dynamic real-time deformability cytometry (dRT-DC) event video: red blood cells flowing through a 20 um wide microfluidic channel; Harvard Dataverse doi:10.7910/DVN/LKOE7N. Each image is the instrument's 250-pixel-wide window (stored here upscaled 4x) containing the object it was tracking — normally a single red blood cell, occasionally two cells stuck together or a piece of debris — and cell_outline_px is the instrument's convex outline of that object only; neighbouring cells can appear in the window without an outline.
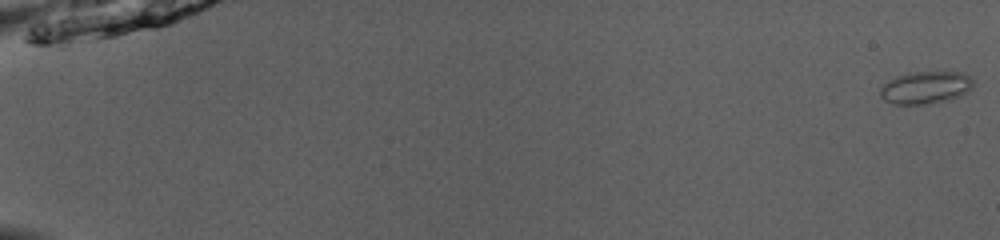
{"species": "common noctule bat (a hibernating species)", "species_latin": "Nyctalus noctula", "temperature_condition": "room temperature", "stored_images_in_passage": 52, "camera_frame_rate_fps": 3000, "um_per_image_px": 0.085, "animal": {"sex": "male", "body_mass_g": 13.0, "forearm_length_mm": 53.1}, "frame": {"image": 1, "passage_image": 1, "time_ms": 0.0, "image_size_px": [1000, 240], "cell_outline_px": [[972, 88], [968, 92], [944, 100], [928, 104], [892, 104], [884, 100], [880, 96], [880, 88], [888, 80], [896, 76], [912, 72], [964, 72], [972, 76]], "centroid_in_image_um": [78.66, 7.43], "position_along_channel_um": 6.3, "area_um2": 17.57}}
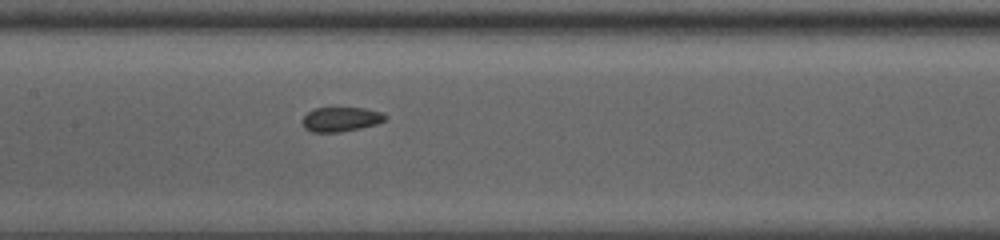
{"frame": {"image": 2, "passage_image": 28, "time_ms": 9.0, "image_size_px": [1000, 240], "cell_outline_px": [[388, 116], [384, 120], [376, 124], [360, 128], [340, 132], [312, 132], [304, 128], [304, 116], [308, 112], [316, 108], [364, 108], [380, 112]], "centroid_in_image_um": [28.98, 10.14], "position_along_channel_um": 178.4, "area_um2": 11.62}}
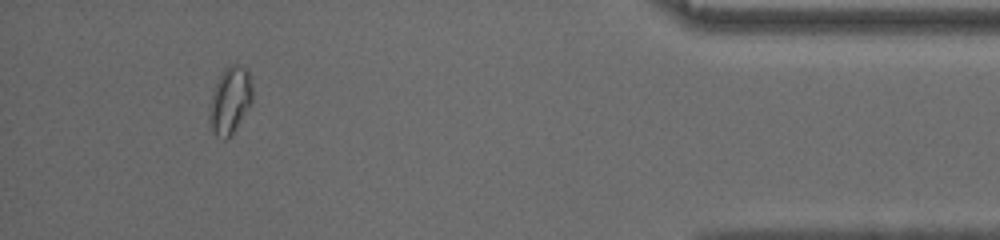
{"frame": {"image": 3, "passage_image": 49, "time_ms": 16.0, "image_size_px": [1000, 240], "cell_outline_px": [[252, 100], [248, 108], [232, 136], [224, 140], [216, 136], [208, 120], [208, 112], [216, 80], [224, 68], [232, 64], [236, 64], [248, 68], [252, 84]], "centroid_in_image_um": [19.55, 8.53], "position_along_channel_um": 415.6, "area_um2": 17.05}, "authors_computed_cell_mechanics": {"area_um2": 12.9761, "velocity_mm_per_s": 4.045, "shape_relaxation_time_tau1_ms": null, "shape_relaxation_time_tau2_ms": 1.2762, "deformation_change_tau1": null, "deformation_change_tau2": 0.0525}}